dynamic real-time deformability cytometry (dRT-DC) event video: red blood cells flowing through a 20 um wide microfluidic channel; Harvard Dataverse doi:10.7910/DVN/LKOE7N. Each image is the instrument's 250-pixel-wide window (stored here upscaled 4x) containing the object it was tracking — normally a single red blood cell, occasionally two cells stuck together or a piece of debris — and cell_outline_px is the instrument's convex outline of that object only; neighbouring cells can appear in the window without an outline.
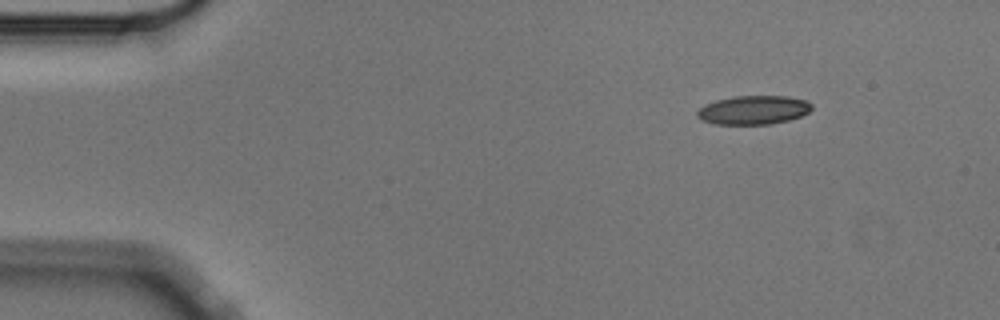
{"species": "Egyptian fruit bat (a non-hibernating species)", "species_latin": "Rousettus aegyptiacus", "temperature_condition": "cold", "stored_images_in_passage": 5, "camera_frame_rate_fps": 3000, "um_per_image_px": 0.085, "animal": {"sex": "male"}, "frame": {"image": 1, "passage_image": 1, "time_ms": 0.0, "image_size_px": [1000, 320], "cell_outline_px": [[812, 108], [808, 112], [800, 116], [788, 120], [772, 124], [712, 124], [700, 120], [696, 116], [696, 112], [704, 104], [716, 100], [732, 96], [788, 96], [808, 100], [812, 104]], "centroid_in_image_um": [64.02, 9.35], "position_along_channel_um": 21.0, "area_um2": 19.48}}
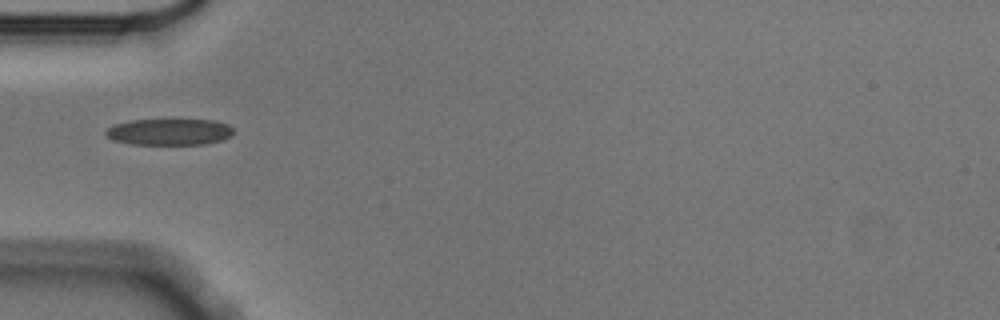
{"frame": {"image": 2, "passage_image": 4, "time_ms": 1.0, "image_size_px": [1000, 320], "cell_outline_px": [[232, 136], [224, 140], [204, 144], [128, 144], [112, 140], [104, 136], [104, 132], [112, 124], [128, 120], [216, 120], [228, 124], [232, 128]], "centroid_in_image_um": [14.35, 11.21], "position_along_channel_um": 70.6, "area_um2": 19.94}}
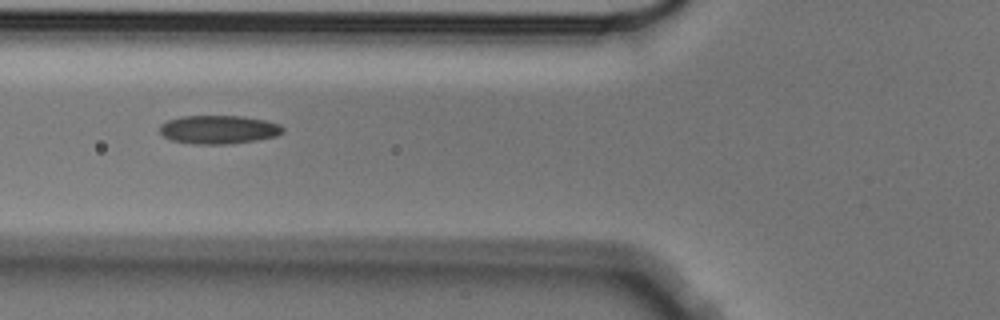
{"frame": {"image": 3, "passage_image": 5, "time_ms": 1.333, "image_size_px": [1000, 320], "cell_outline_px": [[284, 132], [276, 136], [256, 140], [232, 144], [192, 144], [172, 140], [164, 136], [160, 132], [160, 124], [168, 120], [180, 116], [244, 116], [264, 120], [280, 124], [284, 128]], "centroid_in_image_um": [18.59, 11.01], "position_along_channel_um": 107.2, "area_um2": 20.58}}